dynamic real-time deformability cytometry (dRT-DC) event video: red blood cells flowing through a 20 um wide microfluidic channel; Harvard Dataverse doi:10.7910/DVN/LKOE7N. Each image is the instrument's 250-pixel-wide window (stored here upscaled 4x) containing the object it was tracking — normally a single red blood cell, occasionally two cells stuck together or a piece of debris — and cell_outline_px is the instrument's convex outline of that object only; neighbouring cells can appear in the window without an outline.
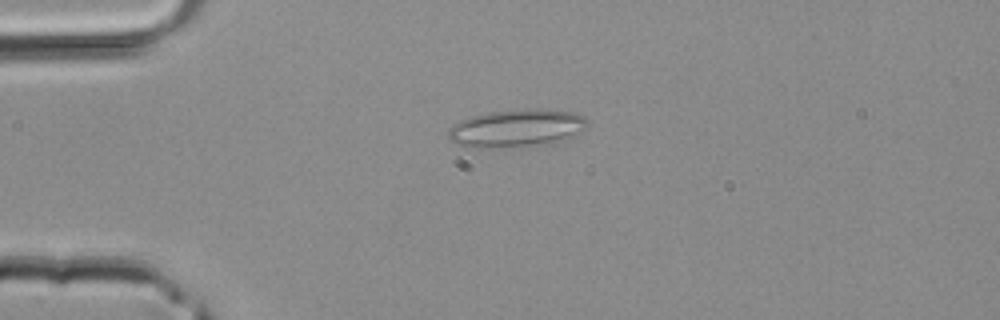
{"species": "common noctule bat (a hibernating species)", "species_latin": "Nyctalus noctula", "temperature_condition": "room temperature", "stored_images_in_passage": 35, "camera_frame_rate_fps": 3000, "um_per_image_px": 0.085, "animal": {"sex": "male", "body_mass_g": 20.4}, "frame": {"image": 1, "passage_image": 5, "time_ms": 1.333, "image_size_px": [1000, 320], "cell_outline_px": [[588, 120], [584, 132], [552, 144], [504, 148], [468, 148], [456, 144], [448, 140], [448, 128], [452, 124], [460, 120], [472, 116], [488, 112], [532, 108], [540, 108], [572, 112], [584, 116]], "centroid_in_image_um": [43.9, 10.92], "position_along_channel_um": 41.1, "area_um2": 31.5}}
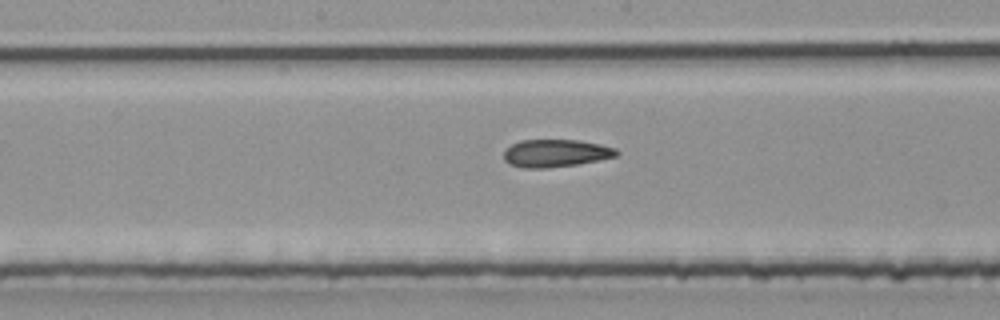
{"frame": {"image": 2, "passage_image": 16, "time_ms": 5.0, "image_size_px": [1000, 320], "cell_outline_px": [[620, 152], [616, 156], [600, 160], [576, 164], [548, 168], [524, 168], [512, 164], [504, 160], [504, 152], [512, 144], [520, 140], [580, 140], [600, 144], [616, 148]], "centroid_in_image_um": [47.27, 13.02], "position_along_channel_um": 200.9, "area_um2": 18.09}}
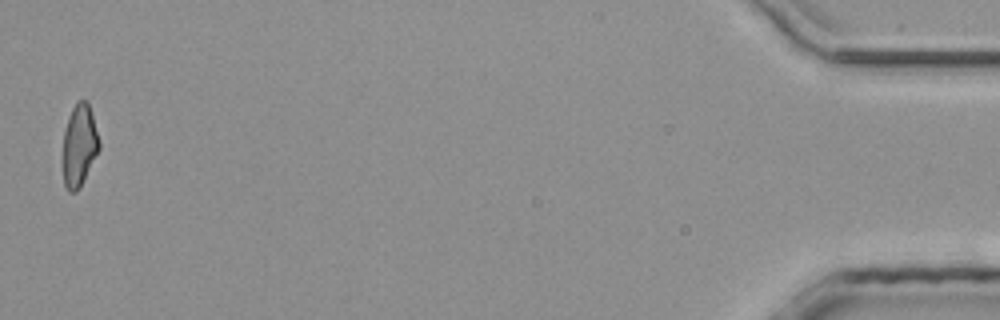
{"frame": {"image": 3, "passage_image": 35, "time_ms": 11.333, "image_size_px": [1000, 320], "cell_outline_px": [[100, 148], [80, 188], [76, 192], [68, 192], [64, 184], [64, 132], [68, 116], [76, 100], [88, 100], [100, 140]], "centroid_in_image_um": [6.76, 12.33], "position_along_channel_um": 428.4, "area_um2": 17.4}}